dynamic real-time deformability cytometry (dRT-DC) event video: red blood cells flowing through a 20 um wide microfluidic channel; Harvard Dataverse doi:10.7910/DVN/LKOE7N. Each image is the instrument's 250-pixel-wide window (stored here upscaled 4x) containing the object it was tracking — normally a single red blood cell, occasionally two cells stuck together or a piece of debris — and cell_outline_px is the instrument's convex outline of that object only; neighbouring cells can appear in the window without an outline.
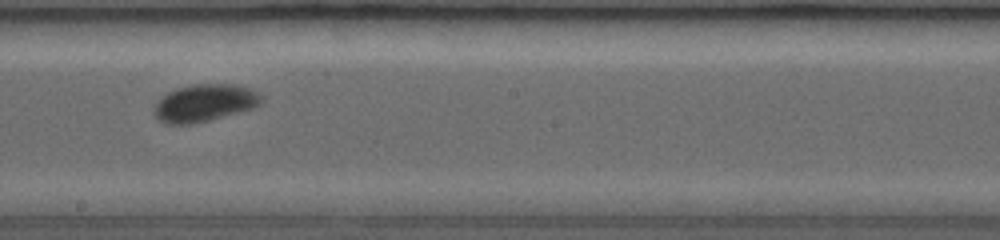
{"species": "common noctule bat (a hibernating species)", "species_latin": "Nyctalus noctula", "temperature_condition": "room temperature", "stored_images_in_passage": 10, "camera_frame_rate_fps": 3000, "um_per_image_px": 0.085, "animal": {"sex": "female", "body_mass_g": 19.0, "forearm_length_mm": 53.3}, "frame": {"image": 1, "passage_image": 9, "time_ms": 7.333, "image_size_px": [1000, 240], "cell_outline_px": [[264, 100], [260, 104], [252, 108], [208, 120], [192, 124], [168, 124], [160, 120], [152, 112], [152, 108], [156, 100], [160, 96], [176, 88], [192, 84], [232, 84], [248, 88], [256, 92]], "centroid_in_image_um": [17.31, 8.74], "position_along_channel_um": 230.9, "area_um2": 23.29}}